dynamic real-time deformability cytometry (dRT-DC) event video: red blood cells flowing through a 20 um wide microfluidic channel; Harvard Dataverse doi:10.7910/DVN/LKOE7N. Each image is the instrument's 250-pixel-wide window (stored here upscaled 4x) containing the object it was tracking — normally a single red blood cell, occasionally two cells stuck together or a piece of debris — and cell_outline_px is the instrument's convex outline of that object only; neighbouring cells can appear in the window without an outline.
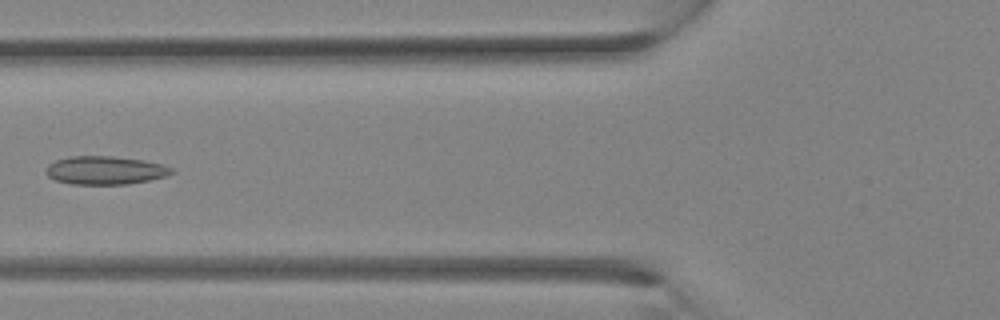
{"species": "Egyptian fruit bat (a non-hibernating species)", "species_latin": "Rousettus aegyptiacus", "temperature_condition": "room temperature", "stored_images_in_passage": 31, "camera_frame_rate_fps": 3000, "um_per_image_px": 0.085, "animal": {"sex": "female"}, "frame": {"image": 1, "passage_image": 12, "time_ms": 3.667, "image_size_px": [1000, 320], "cell_outline_px": [[172, 172], [164, 176], [148, 180], [128, 184], [72, 184], [56, 180], [48, 176], [44, 172], [48, 164], [56, 160], [68, 156], [112, 156], [144, 160], [160, 164], [172, 168]], "centroid_in_image_um": [8.87, 14.47], "position_along_channel_um": 116.9, "area_um2": 20.58}}
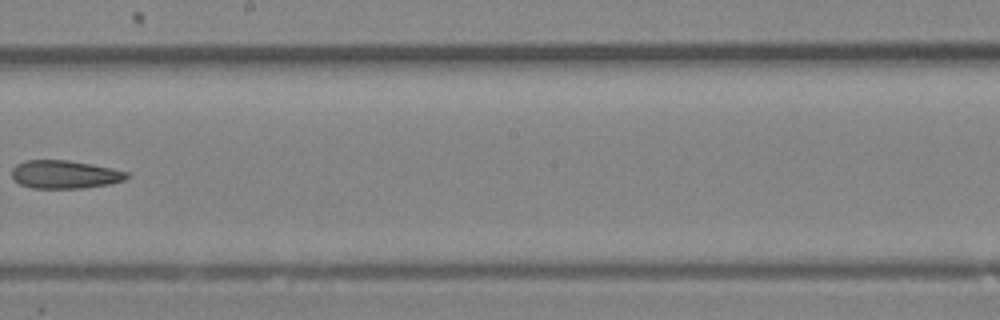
{"frame": {"image": 2, "passage_image": 18, "time_ms": 5.667, "image_size_px": [1000, 320], "cell_outline_px": [[132, 176], [124, 180], [108, 184], [84, 188], [32, 188], [20, 184], [12, 176], [12, 168], [16, 164], [24, 160], [68, 160], [92, 164], [112, 168], [128, 172]], "centroid_in_image_um": [5.52, 14.82], "position_along_channel_um": 242.7, "area_um2": 18.96}}
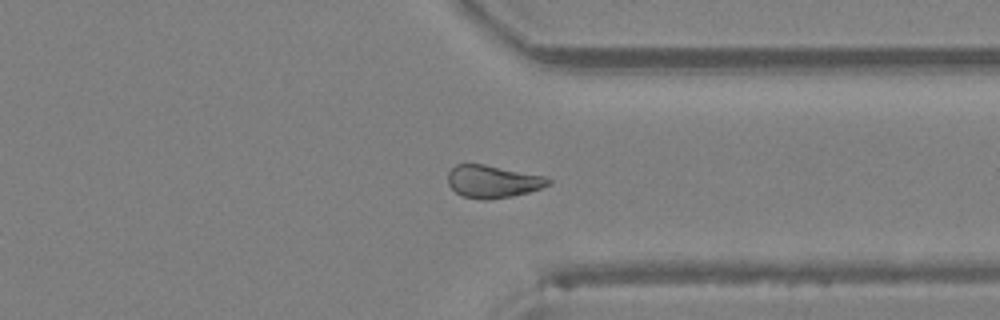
{"frame": {"image": 3, "passage_image": 24, "time_ms": 7.667, "image_size_px": [1000, 320], "cell_outline_px": [[552, 180], [548, 184], [540, 188], [528, 192], [512, 196], [488, 200], [480, 200], [460, 196], [448, 184], [448, 172], [456, 164], [484, 164], [544, 176]], "centroid_in_image_um": [41.84, 15.44], "position_along_channel_um": 369.6, "area_um2": 19.02}}